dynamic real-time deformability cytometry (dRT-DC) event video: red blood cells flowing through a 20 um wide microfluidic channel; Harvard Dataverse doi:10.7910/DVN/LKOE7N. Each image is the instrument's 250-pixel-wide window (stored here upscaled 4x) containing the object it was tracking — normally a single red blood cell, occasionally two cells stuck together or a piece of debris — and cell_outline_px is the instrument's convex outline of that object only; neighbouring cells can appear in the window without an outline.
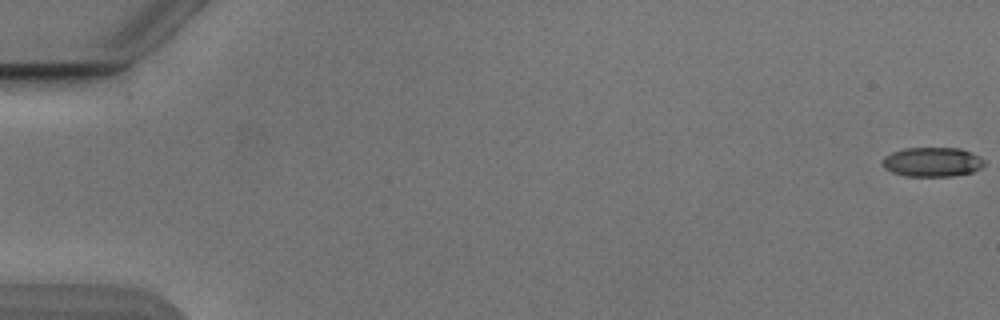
{"species": "Egyptian fruit bat (a non-hibernating species)", "species_latin": "Rousettus aegyptiacus", "temperature_condition": "cold", "stored_images_in_passage": 54, "camera_frame_rate_fps": 3000, "um_per_image_px": 0.085, "animal": {"sex": "male"}, "frame": {"image": 1, "passage_image": 1, "time_ms": 0.0, "image_size_px": [1000, 320], "cell_outline_px": [[984, 164], [980, 168], [972, 172], [952, 176], [904, 176], [892, 172], [884, 168], [880, 164], [884, 156], [892, 152], [904, 148], [960, 148], [972, 152], [980, 156], [984, 160]], "centroid_in_image_um": [79.22, 13.76], "position_along_channel_um": 5.8, "area_um2": 17.63}}
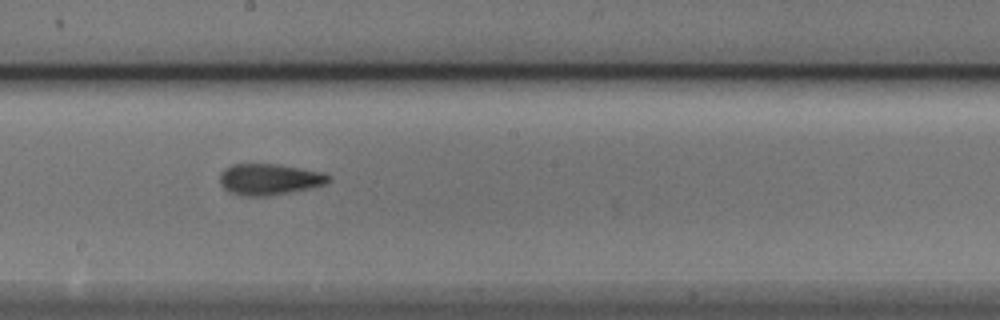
{"frame": {"image": 2, "passage_image": 31, "time_ms": 10.0, "image_size_px": [1000, 320], "cell_outline_px": [[332, 180], [328, 184], [312, 188], [272, 196], [244, 196], [228, 192], [220, 184], [220, 172], [224, 168], [232, 164], [276, 164], [324, 172], [332, 176]], "centroid_in_image_um": [22.94, 15.25], "position_along_channel_um": 225.3, "area_um2": 20.23}}
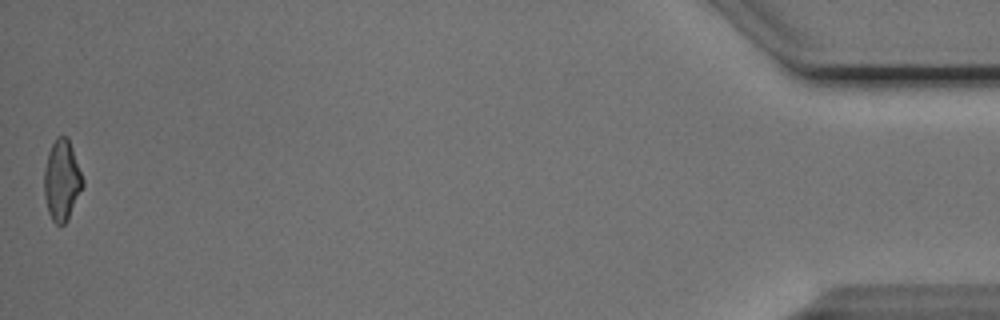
{"frame": {"image": 3, "passage_image": 54, "time_ms": 17.667, "image_size_px": [1000, 320], "cell_outline_px": [[84, 184], [68, 220], [60, 228], [52, 220], [48, 212], [44, 196], [44, 168], [48, 152], [56, 136], [68, 136], [84, 180]], "centroid_in_image_um": [5.25, 15.34], "position_along_channel_um": 429.9, "area_um2": 18.38}, "authors_computed_cell_mechanics": {"area_um2": 18.4382, "velocity_mm_per_s": 3.887, "shape_relaxation_time_tau1_ms": 3.4101, "shape_relaxation_time_tau2_ms": 1.45, "deformation_change_tau1": 0.1448, "deformation_change_tau2": 0.0988}}